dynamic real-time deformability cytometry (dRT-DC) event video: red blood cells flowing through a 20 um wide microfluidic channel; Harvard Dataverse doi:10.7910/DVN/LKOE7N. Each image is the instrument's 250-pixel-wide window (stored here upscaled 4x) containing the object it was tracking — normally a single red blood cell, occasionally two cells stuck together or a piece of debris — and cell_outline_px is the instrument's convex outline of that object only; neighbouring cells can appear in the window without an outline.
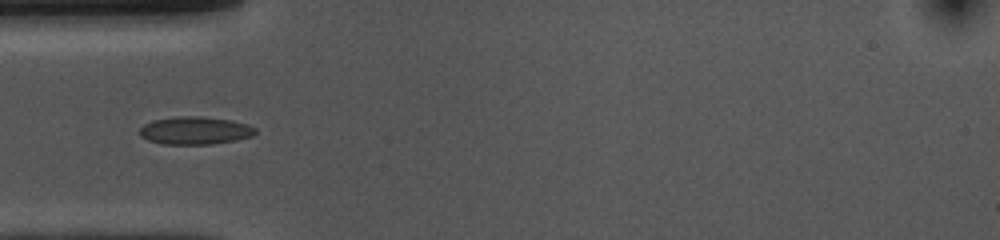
{"species": "common noctule bat (a hibernating species)", "species_latin": "Nyctalus noctula", "temperature_condition": "cold", "stored_images_in_passage": 16, "camera_frame_rate_fps": 3000, "um_per_image_px": 0.085, "animal": {"sex": "female", "body_mass_g": 10.0, "forearm_length_mm": 53.1}, "frame": {"image": 1, "passage_image": 3, "time_ms": 0.667, "image_size_px": [1000, 240], "cell_outline_px": [[256, 132], [252, 136], [236, 140], [212, 144], [164, 144], [148, 140], [140, 136], [140, 128], [144, 124], [152, 120], [176, 116], [200, 116], [232, 120], [248, 124], [256, 128]], "centroid_in_image_um": [16.58, 11.09], "position_along_channel_um": 68.4, "area_um2": 18.84}}
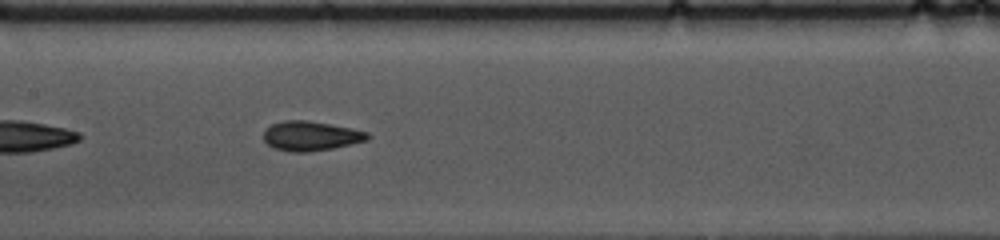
{"frame": {"image": 2, "passage_image": 12, "time_ms": 3.667, "image_size_px": [1000, 240], "cell_outline_px": [[372, 136], [368, 140], [332, 148], [308, 152], [292, 152], [272, 148], [264, 140], [264, 128], [272, 124], [284, 120], [304, 120], [352, 128], [368, 132]], "centroid_in_image_um": [26.41, 11.56], "position_along_channel_um": 181.0, "area_um2": 17.92}}